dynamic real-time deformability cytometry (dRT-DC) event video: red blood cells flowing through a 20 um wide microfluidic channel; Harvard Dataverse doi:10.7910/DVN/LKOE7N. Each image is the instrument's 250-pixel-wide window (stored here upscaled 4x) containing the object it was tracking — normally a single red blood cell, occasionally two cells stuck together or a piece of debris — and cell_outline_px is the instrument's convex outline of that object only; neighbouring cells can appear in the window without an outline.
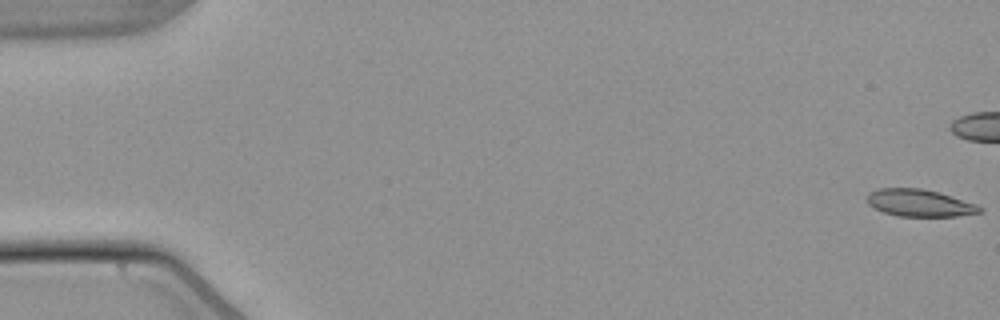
{"species": "common noctule bat (a hibernating species)", "species_latin": "Nyctalus noctula", "temperature_condition": "warm", "stored_images_in_passage": 14, "camera_frame_rate_fps": 3000, "um_per_image_px": 0.085, "animal": {"sex": "male", "body_mass_g": 21.5, "forearm_length_mm": 52.0}, "frame": {"image": 1, "passage_image": 1, "time_ms": 0.0, "image_size_px": [1000, 320], "cell_outline_px": [[984, 212], [956, 216], [900, 216], [884, 212], [868, 204], [868, 192], [880, 188], [920, 188], [940, 192], [976, 204], [984, 208]], "centroid_in_image_um": [78.21, 17.25], "position_along_channel_um": 6.8, "area_um2": 17.8}}